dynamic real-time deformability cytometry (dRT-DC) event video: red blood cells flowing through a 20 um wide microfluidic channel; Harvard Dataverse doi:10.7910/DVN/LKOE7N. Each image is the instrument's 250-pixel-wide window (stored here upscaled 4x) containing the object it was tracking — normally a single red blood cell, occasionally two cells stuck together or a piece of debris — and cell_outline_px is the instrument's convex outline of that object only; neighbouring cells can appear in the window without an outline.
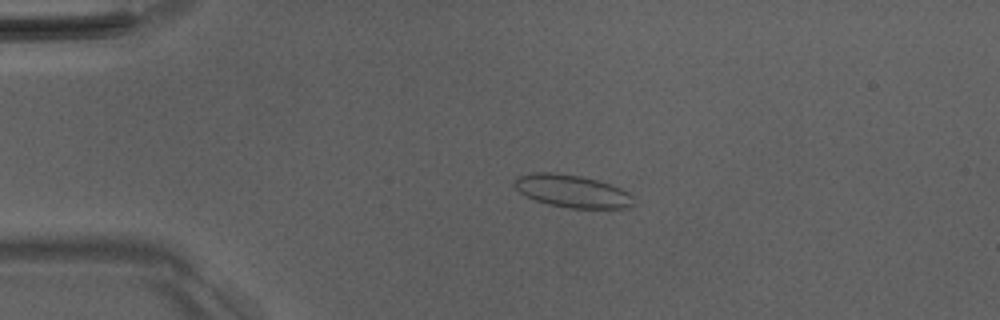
{"species": "Egyptian fruit bat (a non-hibernating species)", "species_latin": "Rousettus aegyptiacus", "temperature_condition": "room temperature", "stored_images_in_passage": 51, "camera_frame_rate_fps": 3000, "um_per_image_px": 0.085, "animal": {"sex": "male"}, "frame": {"image": 1, "passage_image": 11, "time_ms": 3.333, "image_size_px": [1000, 320], "cell_outline_px": [[632, 208], [568, 208], [548, 204], [536, 200], [520, 192], [512, 184], [512, 180], [516, 176], [532, 172], [552, 172], [580, 176], [596, 180], [620, 188], [628, 192], [632, 196]], "centroid_in_image_um": [48.58, 16.24], "position_along_channel_um": 36.4, "area_um2": 22.6}}
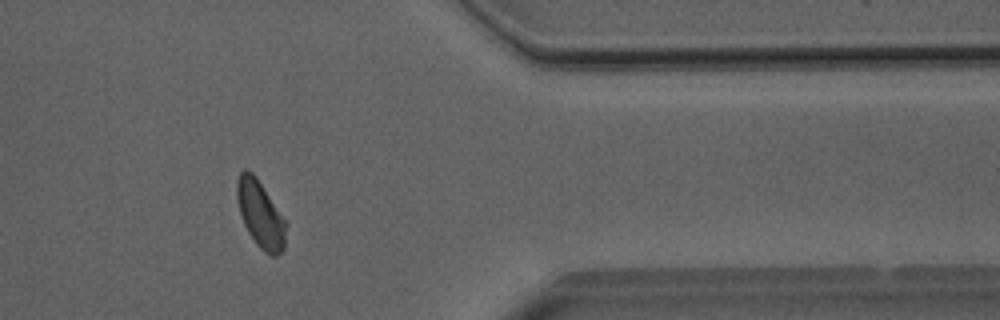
{"frame": {"image": 2, "passage_image": 42, "time_ms": 13.667, "image_size_px": [1000, 320], "cell_outline_px": [[284, 248], [276, 256], [272, 256], [260, 248], [256, 244], [248, 232], [244, 224], [240, 212], [236, 196], [236, 184], [240, 172], [244, 168], [252, 172], [256, 176], [284, 220]], "centroid_in_image_um": [22.08, 18.18], "position_along_channel_um": 389.3, "area_um2": 18.5}}
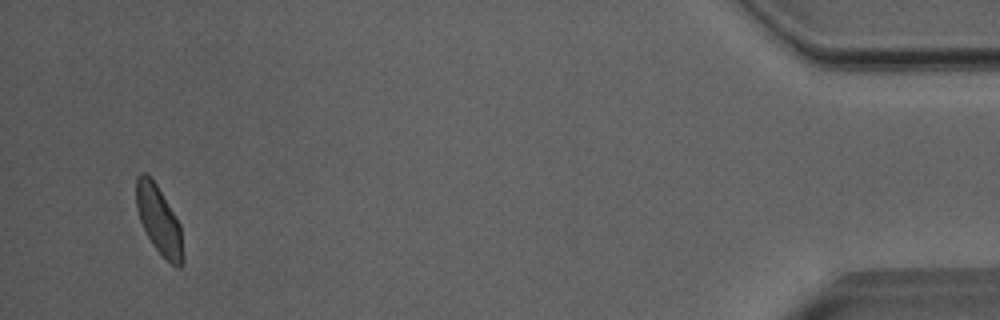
{"frame": {"image": 3, "passage_image": 49, "time_ms": 16.0, "image_size_px": [1000, 320], "cell_outline_px": [[184, 260], [180, 268], [176, 268], [152, 244], [140, 220], [136, 208], [136, 176], [140, 172], [144, 172], [156, 184], [180, 224], [184, 256]], "centroid_in_image_um": [13.51, 18.72], "position_along_channel_um": 421.7, "area_um2": 18.32}, "authors_computed_cell_mechanics": {"area_um2": 19.5364, "velocity_mm_per_s": 3.9969, "shape_relaxation_time_tau1_ms": 4.325, "shape_relaxation_time_tau2_ms": 0.9283, "deformation_change_tau1": 0.0923, "deformation_change_tau2": 0.0467}}